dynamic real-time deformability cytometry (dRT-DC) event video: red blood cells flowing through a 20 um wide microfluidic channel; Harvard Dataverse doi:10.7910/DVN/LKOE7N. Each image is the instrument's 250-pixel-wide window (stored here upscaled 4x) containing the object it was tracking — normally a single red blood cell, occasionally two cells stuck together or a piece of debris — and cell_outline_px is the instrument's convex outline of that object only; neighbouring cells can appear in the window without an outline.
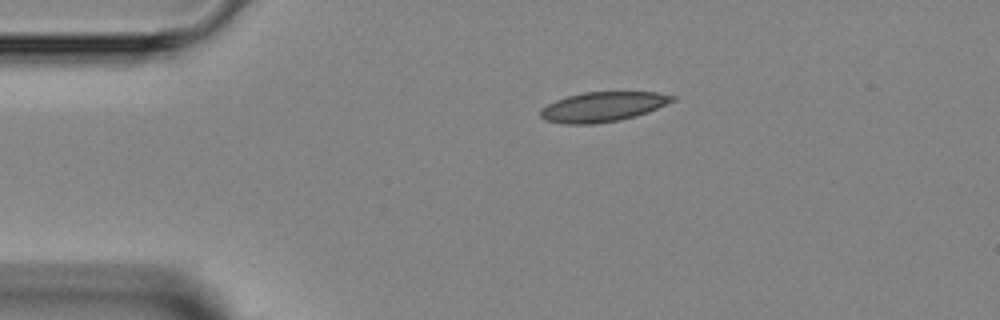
{"species": "Egyptian fruit bat (a non-hibernating species)", "species_latin": "Rousettus aegyptiacus", "temperature_condition": "room temperature", "stored_images_in_passage": 2, "camera_frame_rate_fps": 3000, "um_per_image_px": 0.085, "animal": {"sex": "female"}, "frame": {"image": 1, "passage_image": 1, "time_ms": 0.0, "image_size_px": [1000, 320], "cell_outline_px": [[676, 100], [656, 108], [620, 120], [592, 124], [564, 124], [544, 120], [540, 116], [540, 108], [556, 100], [568, 96], [584, 92], [656, 92], [676, 96]], "centroid_in_image_um": [51.19, 9.07], "position_along_channel_um": 33.8, "area_um2": 22.66}}